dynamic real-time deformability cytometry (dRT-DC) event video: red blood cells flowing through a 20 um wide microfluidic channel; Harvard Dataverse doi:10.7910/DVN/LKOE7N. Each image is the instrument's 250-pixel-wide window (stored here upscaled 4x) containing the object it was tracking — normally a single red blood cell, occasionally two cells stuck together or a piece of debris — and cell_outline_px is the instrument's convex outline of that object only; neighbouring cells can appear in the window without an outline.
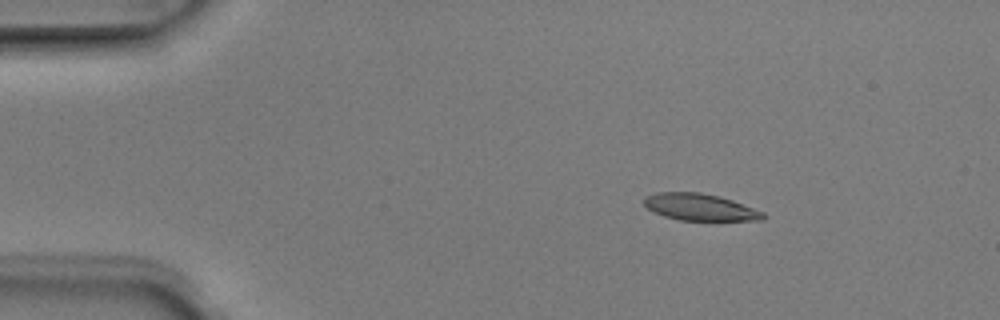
{"species": "Egyptian fruit bat (a non-hibernating species)", "species_latin": "Rousettus aegyptiacus", "temperature_condition": "room temperature", "stored_images_in_passage": 4, "camera_frame_rate_fps": 3000, "um_per_image_px": 0.085, "animal": {"sex": "male"}, "frame": {"image": 1, "passage_image": 2, "time_ms": 0.333, "image_size_px": [1000, 320], "cell_outline_px": [[768, 216], [764, 220], [680, 220], [664, 216], [648, 208], [644, 204], [644, 196], [656, 192], [700, 192], [720, 196], [732, 200], [764, 212]], "centroid_in_image_um": [59.52, 17.6], "position_along_channel_um": 25.5, "area_um2": 18.61}}